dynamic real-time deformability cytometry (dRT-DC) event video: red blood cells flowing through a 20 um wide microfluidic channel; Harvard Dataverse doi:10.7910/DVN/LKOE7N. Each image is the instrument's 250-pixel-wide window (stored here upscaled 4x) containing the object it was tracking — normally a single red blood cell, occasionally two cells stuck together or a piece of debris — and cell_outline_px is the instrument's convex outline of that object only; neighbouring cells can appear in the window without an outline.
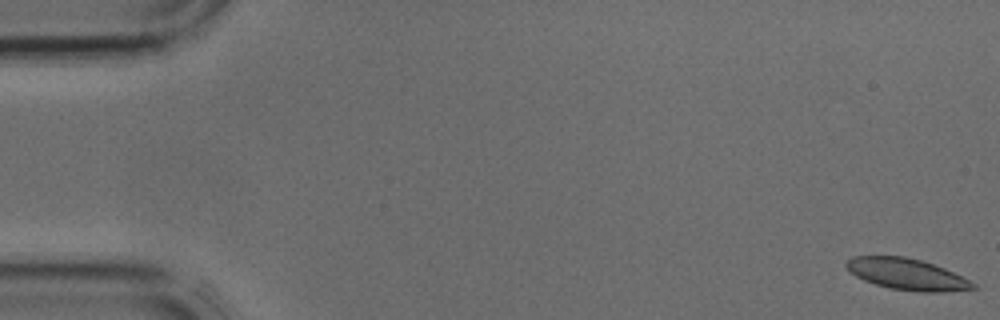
{"species": "common noctule bat (a hibernating species)", "species_latin": "Nyctalus noctula", "temperature_condition": "cold", "stored_images_in_passage": 8, "camera_frame_rate_fps": 3000, "um_per_image_px": 0.085, "animal": {"sex": "male", "body_mass_g": 17.9, "forearm_length_mm": 54.2}, "frame": {"image": 1, "passage_image": 1, "time_ms": 0.0, "image_size_px": [1000, 320], "cell_outline_px": [[976, 288], [940, 292], [920, 292], [892, 288], [876, 284], [864, 280], [856, 276], [844, 264], [852, 256], [904, 256], [920, 260], [944, 268], [976, 284]], "centroid_in_image_um": [77.07, 23.3], "position_along_channel_um": 7.9, "area_um2": 22.66}}